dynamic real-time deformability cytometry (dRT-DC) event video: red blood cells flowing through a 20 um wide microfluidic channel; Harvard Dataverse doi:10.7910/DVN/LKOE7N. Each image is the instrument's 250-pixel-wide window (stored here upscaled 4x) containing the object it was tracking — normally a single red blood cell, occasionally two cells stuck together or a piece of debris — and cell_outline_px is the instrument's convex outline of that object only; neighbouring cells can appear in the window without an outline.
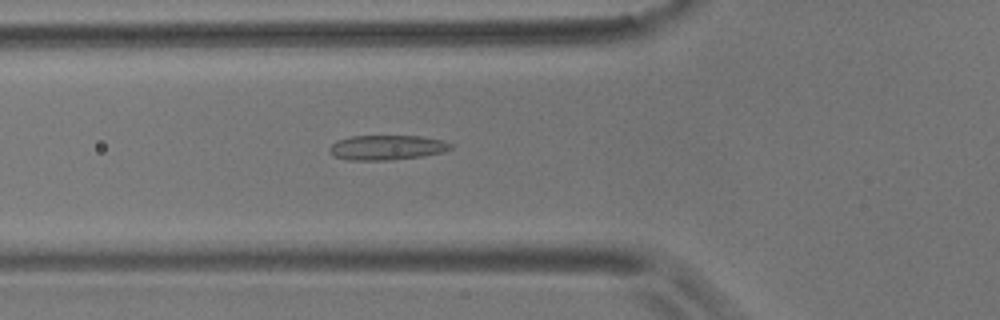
{"species": "common noctule bat (a hibernating species)", "species_latin": "Nyctalus noctula", "temperature_condition": "room temperature", "stored_images_in_passage": 40, "camera_frame_rate_fps": 3000, "um_per_image_px": 0.085, "animal": {"sex": "male", "body_mass_g": 17.9}, "frame": {"image": 1, "passage_image": 4, "time_ms": 1.0, "image_size_px": [1000, 320], "cell_outline_px": [[452, 148], [444, 152], [424, 156], [392, 160], [348, 160], [332, 156], [328, 152], [328, 148], [336, 140], [352, 136], [424, 136], [444, 140], [452, 144]], "centroid_in_image_um": [32.88, 12.54], "position_along_channel_um": 92.9, "area_um2": 17.86}}
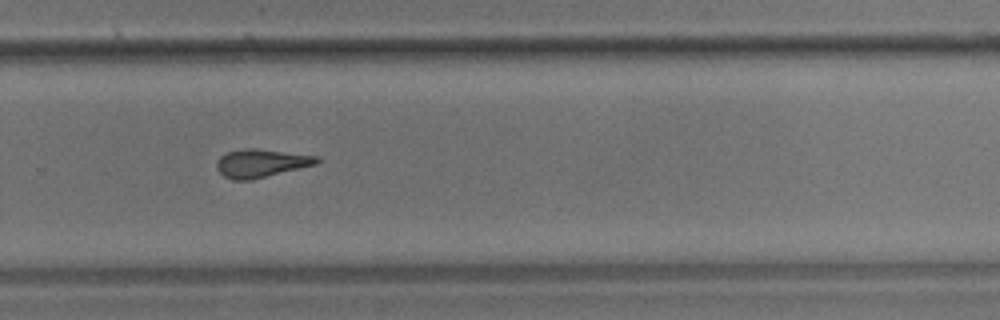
{"frame": {"image": 2, "passage_image": 22, "time_ms": 7.0, "image_size_px": [1000, 320], "cell_outline_px": [[320, 160], [316, 164], [252, 180], [232, 180], [224, 176], [216, 168], [216, 164], [220, 156], [228, 152], [248, 148], [252, 148], [320, 156]], "centroid_in_image_um": [22.19, 13.88], "position_along_channel_um": 307.6, "area_um2": 16.3}}
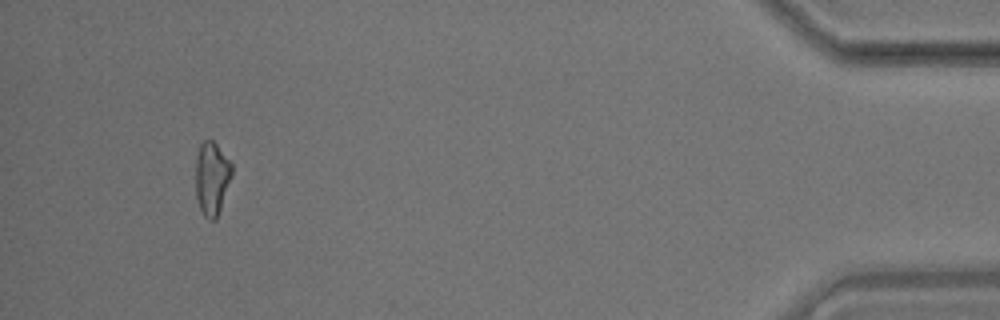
{"frame": {"image": 3, "passage_image": 37, "time_ms": 12.0, "image_size_px": [1000, 320], "cell_outline_px": [[232, 176], [216, 220], [208, 220], [204, 216], [200, 208], [196, 196], [196, 156], [200, 144], [204, 140], [212, 140], [216, 144], [232, 164]], "centroid_in_image_um": [18.0, 15.16], "position_along_channel_um": 417.2, "area_um2": 15.43}, "authors_computed_cell_mechanics": {"area_um2": 16.2418, "velocity_mm_per_s": 3.5732, "shape_relaxation_time_tau1_ms": null, "shape_relaxation_time_tau2_ms": 2.8997, "deformation_change_tau1": null, "deformation_change_tau2": 0.121}}